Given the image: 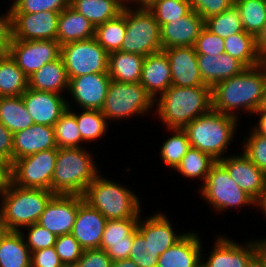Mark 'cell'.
<instances>
[{
	"instance_id": "cell-65",
	"label": "cell",
	"mask_w": 266,
	"mask_h": 267,
	"mask_svg": "<svg viewBox=\"0 0 266 267\" xmlns=\"http://www.w3.org/2000/svg\"><path fill=\"white\" fill-rule=\"evenodd\" d=\"M3 231L2 226H1V219H0V233Z\"/></svg>"
},
{
	"instance_id": "cell-1",
	"label": "cell",
	"mask_w": 266,
	"mask_h": 267,
	"mask_svg": "<svg viewBox=\"0 0 266 267\" xmlns=\"http://www.w3.org/2000/svg\"><path fill=\"white\" fill-rule=\"evenodd\" d=\"M266 85V63L246 68L212 88V109L239 119V113L257 111ZM237 111V112H236Z\"/></svg>"
},
{
	"instance_id": "cell-38",
	"label": "cell",
	"mask_w": 266,
	"mask_h": 267,
	"mask_svg": "<svg viewBox=\"0 0 266 267\" xmlns=\"http://www.w3.org/2000/svg\"><path fill=\"white\" fill-rule=\"evenodd\" d=\"M126 34V19L121 13L118 17L95 27V39L109 54L120 51Z\"/></svg>"
},
{
	"instance_id": "cell-53",
	"label": "cell",
	"mask_w": 266,
	"mask_h": 267,
	"mask_svg": "<svg viewBox=\"0 0 266 267\" xmlns=\"http://www.w3.org/2000/svg\"><path fill=\"white\" fill-rule=\"evenodd\" d=\"M0 159L13 163V133L0 122Z\"/></svg>"
},
{
	"instance_id": "cell-58",
	"label": "cell",
	"mask_w": 266,
	"mask_h": 267,
	"mask_svg": "<svg viewBox=\"0 0 266 267\" xmlns=\"http://www.w3.org/2000/svg\"><path fill=\"white\" fill-rule=\"evenodd\" d=\"M256 255L266 267V238L255 240Z\"/></svg>"
},
{
	"instance_id": "cell-49",
	"label": "cell",
	"mask_w": 266,
	"mask_h": 267,
	"mask_svg": "<svg viewBox=\"0 0 266 267\" xmlns=\"http://www.w3.org/2000/svg\"><path fill=\"white\" fill-rule=\"evenodd\" d=\"M197 55H221L225 53L224 38L210 32L206 27L201 31L194 43Z\"/></svg>"
},
{
	"instance_id": "cell-30",
	"label": "cell",
	"mask_w": 266,
	"mask_h": 267,
	"mask_svg": "<svg viewBox=\"0 0 266 267\" xmlns=\"http://www.w3.org/2000/svg\"><path fill=\"white\" fill-rule=\"evenodd\" d=\"M31 256L21 232L0 233V267H31Z\"/></svg>"
},
{
	"instance_id": "cell-47",
	"label": "cell",
	"mask_w": 266,
	"mask_h": 267,
	"mask_svg": "<svg viewBox=\"0 0 266 267\" xmlns=\"http://www.w3.org/2000/svg\"><path fill=\"white\" fill-rule=\"evenodd\" d=\"M70 5V0H14L12 13L61 12Z\"/></svg>"
},
{
	"instance_id": "cell-27",
	"label": "cell",
	"mask_w": 266,
	"mask_h": 267,
	"mask_svg": "<svg viewBox=\"0 0 266 267\" xmlns=\"http://www.w3.org/2000/svg\"><path fill=\"white\" fill-rule=\"evenodd\" d=\"M198 68L206 86L213 88L219 82L241 74L247 67L227 53L197 55Z\"/></svg>"
},
{
	"instance_id": "cell-2",
	"label": "cell",
	"mask_w": 266,
	"mask_h": 267,
	"mask_svg": "<svg viewBox=\"0 0 266 267\" xmlns=\"http://www.w3.org/2000/svg\"><path fill=\"white\" fill-rule=\"evenodd\" d=\"M154 105V114L166 125L165 129H183L195 118L212 109V88L171 85L155 100Z\"/></svg>"
},
{
	"instance_id": "cell-61",
	"label": "cell",
	"mask_w": 266,
	"mask_h": 267,
	"mask_svg": "<svg viewBox=\"0 0 266 267\" xmlns=\"http://www.w3.org/2000/svg\"><path fill=\"white\" fill-rule=\"evenodd\" d=\"M111 267H139L131 259L112 261Z\"/></svg>"
},
{
	"instance_id": "cell-37",
	"label": "cell",
	"mask_w": 266,
	"mask_h": 267,
	"mask_svg": "<svg viewBox=\"0 0 266 267\" xmlns=\"http://www.w3.org/2000/svg\"><path fill=\"white\" fill-rule=\"evenodd\" d=\"M70 104V105H69ZM72 102H68V109L61 115L54 127L57 148L83 147L82 136L79 131Z\"/></svg>"
},
{
	"instance_id": "cell-26",
	"label": "cell",
	"mask_w": 266,
	"mask_h": 267,
	"mask_svg": "<svg viewBox=\"0 0 266 267\" xmlns=\"http://www.w3.org/2000/svg\"><path fill=\"white\" fill-rule=\"evenodd\" d=\"M200 238L198 233L187 232L159 256L156 267H201L203 245Z\"/></svg>"
},
{
	"instance_id": "cell-31",
	"label": "cell",
	"mask_w": 266,
	"mask_h": 267,
	"mask_svg": "<svg viewBox=\"0 0 266 267\" xmlns=\"http://www.w3.org/2000/svg\"><path fill=\"white\" fill-rule=\"evenodd\" d=\"M70 6L89 20L94 27L118 17L125 0H70Z\"/></svg>"
},
{
	"instance_id": "cell-16",
	"label": "cell",
	"mask_w": 266,
	"mask_h": 267,
	"mask_svg": "<svg viewBox=\"0 0 266 267\" xmlns=\"http://www.w3.org/2000/svg\"><path fill=\"white\" fill-rule=\"evenodd\" d=\"M78 213V195L55 194L40 215L38 224L56 236L70 234Z\"/></svg>"
},
{
	"instance_id": "cell-43",
	"label": "cell",
	"mask_w": 266,
	"mask_h": 267,
	"mask_svg": "<svg viewBox=\"0 0 266 267\" xmlns=\"http://www.w3.org/2000/svg\"><path fill=\"white\" fill-rule=\"evenodd\" d=\"M148 10L154 15L158 25L182 18L191 11L189 0H158Z\"/></svg>"
},
{
	"instance_id": "cell-20",
	"label": "cell",
	"mask_w": 266,
	"mask_h": 267,
	"mask_svg": "<svg viewBox=\"0 0 266 267\" xmlns=\"http://www.w3.org/2000/svg\"><path fill=\"white\" fill-rule=\"evenodd\" d=\"M169 60L172 85L206 86L200 75L197 53L193 46L162 49Z\"/></svg>"
},
{
	"instance_id": "cell-21",
	"label": "cell",
	"mask_w": 266,
	"mask_h": 267,
	"mask_svg": "<svg viewBox=\"0 0 266 267\" xmlns=\"http://www.w3.org/2000/svg\"><path fill=\"white\" fill-rule=\"evenodd\" d=\"M219 162L227 169L230 177L256 200L266 185V174L260 170L244 153L227 155Z\"/></svg>"
},
{
	"instance_id": "cell-62",
	"label": "cell",
	"mask_w": 266,
	"mask_h": 267,
	"mask_svg": "<svg viewBox=\"0 0 266 267\" xmlns=\"http://www.w3.org/2000/svg\"><path fill=\"white\" fill-rule=\"evenodd\" d=\"M246 267H264V264L260 260V258L255 254L250 261L248 262Z\"/></svg>"
},
{
	"instance_id": "cell-33",
	"label": "cell",
	"mask_w": 266,
	"mask_h": 267,
	"mask_svg": "<svg viewBox=\"0 0 266 267\" xmlns=\"http://www.w3.org/2000/svg\"><path fill=\"white\" fill-rule=\"evenodd\" d=\"M28 79L7 52L0 53V97L23 95L28 89Z\"/></svg>"
},
{
	"instance_id": "cell-57",
	"label": "cell",
	"mask_w": 266,
	"mask_h": 267,
	"mask_svg": "<svg viewBox=\"0 0 266 267\" xmlns=\"http://www.w3.org/2000/svg\"><path fill=\"white\" fill-rule=\"evenodd\" d=\"M10 181V166L0 159V191L9 183Z\"/></svg>"
},
{
	"instance_id": "cell-14",
	"label": "cell",
	"mask_w": 266,
	"mask_h": 267,
	"mask_svg": "<svg viewBox=\"0 0 266 267\" xmlns=\"http://www.w3.org/2000/svg\"><path fill=\"white\" fill-rule=\"evenodd\" d=\"M111 82L108 73H92L69 78L68 95L81 109L101 110Z\"/></svg>"
},
{
	"instance_id": "cell-5",
	"label": "cell",
	"mask_w": 266,
	"mask_h": 267,
	"mask_svg": "<svg viewBox=\"0 0 266 267\" xmlns=\"http://www.w3.org/2000/svg\"><path fill=\"white\" fill-rule=\"evenodd\" d=\"M240 119L211 109L200 115L183 130L187 133L192 148L199 149L219 161L225 158L229 144L235 137Z\"/></svg>"
},
{
	"instance_id": "cell-46",
	"label": "cell",
	"mask_w": 266,
	"mask_h": 267,
	"mask_svg": "<svg viewBox=\"0 0 266 267\" xmlns=\"http://www.w3.org/2000/svg\"><path fill=\"white\" fill-rule=\"evenodd\" d=\"M25 233H24V232ZM27 231V232H26ZM31 253L54 246L57 236L38 223L31 224L20 231Z\"/></svg>"
},
{
	"instance_id": "cell-51",
	"label": "cell",
	"mask_w": 266,
	"mask_h": 267,
	"mask_svg": "<svg viewBox=\"0 0 266 267\" xmlns=\"http://www.w3.org/2000/svg\"><path fill=\"white\" fill-rule=\"evenodd\" d=\"M80 267H111L112 260L103 249H87L79 259Z\"/></svg>"
},
{
	"instance_id": "cell-23",
	"label": "cell",
	"mask_w": 266,
	"mask_h": 267,
	"mask_svg": "<svg viewBox=\"0 0 266 267\" xmlns=\"http://www.w3.org/2000/svg\"><path fill=\"white\" fill-rule=\"evenodd\" d=\"M52 148H57L54 127L34 123L13 134V162Z\"/></svg>"
},
{
	"instance_id": "cell-10",
	"label": "cell",
	"mask_w": 266,
	"mask_h": 267,
	"mask_svg": "<svg viewBox=\"0 0 266 267\" xmlns=\"http://www.w3.org/2000/svg\"><path fill=\"white\" fill-rule=\"evenodd\" d=\"M61 57L68 78L92 73H108L109 53L95 38L61 45Z\"/></svg>"
},
{
	"instance_id": "cell-19",
	"label": "cell",
	"mask_w": 266,
	"mask_h": 267,
	"mask_svg": "<svg viewBox=\"0 0 266 267\" xmlns=\"http://www.w3.org/2000/svg\"><path fill=\"white\" fill-rule=\"evenodd\" d=\"M138 221L139 218L107 220L100 249L105 250L112 261L129 258Z\"/></svg>"
},
{
	"instance_id": "cell-24",
	"label": "cell",
	"mask_w": 266,
	"mask_h": 267,
	"mask_svg": "<svg viewBox=\"0 0 266 267\" xmlns=\"http://www.w3.org/2000/svg\"><path fill=\"white\" fill-rule=\"evenodd\" d=\"M140 84L154 101L172 85L169 60L163 50L144 58Z\"/></svg>"
},
{
	"instance_id": "cell-41",
	"label": "cell",
	"mask_w": 266,
	"mask_h": 267,
	"mask_svg": "<svg viewBox=\"0 0 266 267\" xmlns=\"http://www.w3.org/2000/svg\"><path fill=\"white\" fill-rule=\"evenodd\" d=\"M235 6L240 11L244 31L256 37L266 22V0H235Z\"/></svg>"
},
{
	"instance_id": "cell-32",
	"label": "cell",
	"mask_w": 266,
	"mask_h": 267,
	"mask_svg": "<svg viewBox=\"0 0 266 267\" xmlns=\"http://www.w3.org/2000/svg\"><path fill=\"white\" fill-rule=\"evenodd\" d=\"M144 56L121 51L109 54L108 74L111 80L122 83H139Z\"/></svg>"
},
{
	"instance_id": "cell-50",
	"label": "cell",
	"mask_w": 266,
	"mask_h": 267,
	"mask_svg": "<svg viewBox=\"0 0 266 267\" xmlns=\"http://www.w3.org/2000/svg\"><path fill=\"white\" fill-rule=\"evenodd\" d=\"M191 10L197 12L204 20L228 10L235 0H189Z\"/></svg>"
},
{
	"instance_id": "cell-25",
	"label": "cell",
	"mask_w": 266,
	"mask_h": 267,
	"mask_svg": "<svg viewBox=\"0 0 266 267\" xmlns=\"http://www.w3.org/2000/svg\"><path fill=\"white\" fill-rule=\"evenodd\" d=\"M141 219L143 218L139 217L137 230L150 242L159 255L176 244L187 233L175 232L168 216L162 212H156L148 218Z\"/></svg>"
},
{
	"instance_id": "cell-15",
	"label": "cell",
	"mask_w": 266,
	"mask_h": 267,
	"mask_svg": "<svg viewBox=\"0 0 266 267\" xmlns=\"http://www.w3.org/2000/svg\"><path fill=\"white\" fill-rule=\"evenodd\" d=\"M208 257L201 254V267H246L256 254L255 239L243 245L226 236L217 235ZM205 261V262H204Z\"/></svg>"
},
{
	"instance_id": "cell-44",
	"label": "cell",
	"mask_w": 266,
	"mask_h": 267,
	"mask_svg": "<svg viewBox=\"0 0 266 267\" xmlns=\"http://www.w3.org/2000/svg\"><path fill=\"white\" fill-rule=\"evenodd\" d=\"M159 256L150 242L136 229L129 259L139 267H156Z\"/></svg>"
},
{
	"instance_id": "cell-6",
	"label": "cell",
	"mask_w": 266,
	"mask_h": 267,
	"mask_svg": "<svg viewBox=\"0 0 266 267\" xmlns=\"http://www.w3.org/2000/svg\"><path fill=\"white\" fill-rule=\"evenodd\" d=\"M102 176L98 175L88 185L83 194L84 201L107 220L139 218L142 209L138 195L125 185Z\"/></svg>"
},
{
	"instance_id": "cell-52",
	"label": "cell",
	"mask_w": 266,
	"mask_h": 267,
	"mask_svg": "<svg viewBox=\"0 0 266 267\" xmlns=\"http://www.w3.org/2000/svg\"><path fill=\"white\" fill-rule=\"evenodd\" d=\"M31 267H63L54 246L32 252Z\"/></svg>"
},
{
	"instance_id": "cell-8",
	"label": "cell",
	"mask_w": 266,
	"mask_h": 267,
	"mask_svg": "<svg viewBox=\"0 0 266 267\" xmlns=\"http://www.w3.org/2000/svg\"><path fill=\"white\" fill-rule=\"evenodd\" d=\"M200 195L212 207L223 214L224 210L231 208L255 206V200L230 177L227 169L216 161L210 168L205 182L199 188ZM220 211V212H219Z\"/></svg>"
},
{
	"instance_id": "cell-35",
	"label": "cell",
	"mask_w": 266,
	"mask_h": 267,
	"mask_svg": "<svg viewBox=\"0 0 266 267\" xmlns=\"http://www.w3.org/2000/svg\"><path fill=\"white\" fill-rule=\"evenodd\" d=\"M225 53L241 61L247 68L258 66L262 63L255 49V37L252 34H234L224 38Z\"/></svg>"
},
{
	"instance_id": "cell-4",
	"label": "cell",
	"mask_w": 266,
	"mask_h": 267,
	"mask_svg": "<svg viewBox=\"0 0 266 267\" xmlns=\"http://www.w3.org/2000/svg\"><path fill=\"white\" fill-rule=\"evenodd\" d=\"M86 147L57 148L55 171L51 180L54 194L81 195L100 174L94 154Z\"/></svg>"
},
{
	"instance_id": "cell-48",
	"label": "cell",
	"mask_w": 266,
	"mask_h": 267,
	"mask_svg": "<svg viewBox=\"0 0 266 267\" xmlns=\"http://www.w3.org/2000/svg\"><path fill=\"white\" fill-rule=\"evenodd\" d=\"M54 248L63 265L78 263L84 251L71 233L57 236Z\"/></svg>"
},
{
	"instance_id": "cell-29",
	"label": "cell",
	"mask_w": 266,
	"mask_h": 267,
	"mask_svg": "<svg viewBox=\"0 0 266 267\" xmlns=\"http://www.w3.org/2000/svg\"><path fill=\"white\" fill-rule=\"evenodd\" d=\"M95 37V27L70 5L59 13L57 42L63 45Z\"/></svg>"
},
{
	"instance_id": "cell-3",
	"label": "cell",
	"mask_w": 266,
	"mask_h": 267,
	"mask_svg": "<svg viewBox=\"0 0 266 267\" xmlns=\"http://www.w3.org/2000/svg\"><path fill=\"white\" fill-rule=\"evenodd\" d=\"M50 190L22 188L11 181L0 191V219L5 231L20 232L37 223L49 200Z\"/></svg>"
},
{
	"instance_id": "cell-34",
	"label": "cell",
	"mask_w": 266,
	"mask_h": 267,
	"mask_svg": "<svg viewBox=\"0 0 266 267\" xmlns=\"http://www.w3.org/2000/svg\"><path fill=\"white\" fill-rule=\"evenodd\" d=\"M0 122L13 134L34 124L21 96L0 97Z\"/></svg>"
},
{
	"instance_id": "cell-13",
	"label": "cell",
	"mask_w": 266,
	"mask_h": 267,
	"mask_svg": "<svg viewBox=\"0 0 266 267\" xmlns=\"http://www.w3.org/2000/svg\"><path fill=\"white\" fill-rule=\"evenodd\" d=\"M59 12L12 13V39L56 40Z\"/></svg>"
},
{
	"instance_id": "cell-36",
	"label": "cell",
	"mask_w": 266,
	"mask_h": 267,
	"mask_svg": "<svg viewBox=\"0 0 266 267\" xmlns=\"http://www.w3.org/2000/svg\"><path fill=\"white\" fill-rule=\"evenodd\" d=\"M216 162L209 154L200 151L199 149L192 148L187 151L182 158L181 163L175 168L182 176L186 178L202 180L205 182L206 177L210 171L211 166Z\"/></svg>"
},
{
	"instance_id": "cell-18",
	"label": "cell",
	"mask_w": 266,
	"mask_h": 267,
	"mask_svg": "<svg viewBox=\"0 0 266 267\" xmlns=\"http://www.w3.org/2000/svg\"><path fill=\"white\" fill-rule=\"evenodd\" d=\"M107 219L78 195V213L71 234L84 250L100 248Z\"/></svg>"
},
{
	"instance_id": "cell-12",
	"label": "cell",
	"mask_w": 266,
	"mask_h": 267,
	"mask_svg": "<svg viewBox=\"0 0 266 267\" xmlns=\"http://www.w3.org/2000/svg\"><path fill=\"white\" fill-rule=\"evenodd\" d=\"M7 53L29 78L45 64L53 62L61 56V45L56 40L12 39Z\"/></svg>"
},
{
	"instance_id": "cell-17",
	"label": "cell",
	"mask_w": 266,
	"mask_h": 267,
	"mask_svg": "<svg viewBox=\"0 0 266 267\" xmlns=\"http://www.w3.org/2000/svg\"><path fill=\"white\" fill-rule=\"evenodd\" d=\"M21 97L35 124L53 127L68 109L66 96L57 93L28 88Z\"/></svg>"
},
{
	"instance_id": "cell-11",
	"label": "cell",
	"mask_w": 266,
	"mask_h": 267,
	"mask_svg": "<svg viewBox=\"0 0 266 267\" xmlns=\"http://www.w3.org/2000/svg\"><path fill=\"white\" fill-rule=\"evenodd\" d=\"M57 148L16 159L10 166V181L22 188L51 191Z\"/></svg>"
},
{
	"instance_id": "cell-40",
	"label": "cell",
	"mask_w": 266,
	"mask_h": 267,
	"mask_svg": "<svg viewBox=\"0 0 266 267\" xmlns=\"http://www.w3.org/2000/svg\"><path fill=\"white\" fill-rule=\"evenodd\" d=\"M169 131L172 132V135L162 143L160 157L165 167L175 170L191 145L187 133L183 129L172 128Z\"/></svg>"
},
{
	"instance_id": "cell-56",
	"label": "cell",
	"mask_w": 266,
	"mask_h": 267,
	"mask_svg": "<svg viewBox=\"0 0 266 267\" xmlns=\"http://www.w3.org/2000/svg\"><path fill=\"white\" fill-rule=\"evenodd\" d=\"M258 115L259 120L257 121L258 123L254 124L255 127L253 126V130L260 135L266 136V111H255L253 115Z\"/></svg>"
},
{
	"instance_id": "cell-63",
	"label": "cell",
	"mask_w": 266,
	"mask_h": 267,
	"mask_svg": "<svg viewBox=\"0 0 266 267\" xmlns=\"http://www.w3.org/2000/svg\"><path fill=\"white\" fill-rule=\"evenodd\" d=\"M257 111H266V85Z\"/></svg>"
},
{
	"instance_id": "cell-28",
	"label": "cell",
	"mask_w": 266,
	"mask_h": 267,
	"mask_svg": "<svg viewBox=\"0 0 266 267\" xmlns=\"http://www.w3.org/2000/svg\"><path fill=\"white\" fill-rule=\"evenodd\" d=\"M28 88L60 95L66 94L63 92H68L69 78L62 57L35 71L28 79Z\"/></svg>"
},
{
	"instance_id": "cell-59",
	"label": "cell",
	"mask_w": 266,
	"mask_h": 267,
	"mask_svg": "<svg viewBox=\"0 0 266 267\" xmlns=\"http://www.w3.org/2000/svg\"><path fill=\"white\" fill-rule=\"evenodd\" d=\"M125 1H126L127 6L132 4L131 5L132 8H133V6L135 8H149L154 2H156L158 0H125Z\"/></svg>"
},
{
	"instance_id": "cell-60",
	"label": "cell",
	"mask_w": 266,
	"mask_h": 267,
	"mask_svg": "<svg viewBox=\"0 0 266 267\" xmlns=\"http://www.w3.org/2000/svg\"><path fill=\"white\" fill-rule=\"evenodd\" d=\"M255 206L263 211L262 213H265L266 215V185L264 189L262 190L260 196L255 200Z\"/></svg>"
},
{
	"instance_id": "cell-45",
	"label": "cell",
	"mask_w": 266,
	"mask_h": 267,
	"mask_svg": "<svg viewBox=\"0 0 266 267\" xmlns=\"http://www.w3.org/2000/svg\"><path fill=\"white\" fill-rule=\"evenodd\" d=\"M243 140L242 152L266 174V136L257 134L253 129Z\"/></svg>"
},
{
	"instance_id": "cell-64",
	"label": "cell",
	"mask_w": 266,
	"mask_h": 267,
	"mask_svg": "<svg viewBox=\"0 0 266 267\" xmlns=\"http://www.w3.org/2000/svg\"><path fill=\"white\" fill-rule=\"evenodd\" d=\"M63 267H80V265L78 263H76V264H66V265H63Z\"/></svg>"
},
{
	"instance_id": "cell-9",
	"label": "cell",
	"mask_w": 266,
	"mask_h": 267,
	"mask_svg": "<svg viewBox=\"0 0 266 267\" xmlns=\"http://www.w3.org/2000/svg\"><path fill=\"white\" fill-rule=\"evenodd\" d=\"M154 99L139 83H122L111 80L101 112L110 120H127L147 115L154 107Z\"/></svg>"
},
{
	"instance_id": "cell-39",
	"label": "cell",
	"mask_w": 266,
	"mask_h": 267,
	"mask_svg": "<svg viewBox=\"0 0 266 267\" xmlns=\"http://www.w3.org/2000/svg\"><path fill=\"white\" fill-rule=\"evenodd\" d=\"M75 117L85 144L105 136L109 125L101 110L81 109V113L75 110Z\"/></svg>"
},
{
	"instance_id": "cell-55",
	"label": "cell",
	"mask_w": 266,
	"mask_h": 267,
	"mask_svg": "<svg viewBox=\"0 0 266 267\" xmlns=\"http://www.w3.org/2000/svg\"><path fill=\"white\" fill-rule=\"evenodd\" d=\"M255 49L262 62H266V22L255 37Z\"/></svg>"
},
{
	"instance_id": "cell-7",
	"label": "cell",
	"mask_w": 266,
	"mask_h": 267,
	"mask_svg": "<svg viewBox=\"0 0 266 267\" xmlns=\"http://www.w3.org/2000/svg\"><path fill=\"white\" fill-rule=\"evenodd\" d=\"M126 34L120 51L146 57L162 50L161 31L158 22L148 8L125 6Z\"/></svg>"
},
{
	"instance_id": "cell-22",
	"label": "cell",
	"mask_w": 266,
	"mask_h": 267,
	"mask_svg": "<svg viewBox=\"0 0 266 267\" xmlns=\"http://www.w3.org/2000/svg\"><path fill=\"white\" fill-rule=\"evenodd\" d=\"M205 27V20L191 10L186 16L172 20L160 27L162 49L194 46Z\"/></svg>"
},
{
	"instance_id": "cell-42",
	"label": "cell",
	"mask_w": 266,
	"mask_h": 267,
	"mask_svg": "<svg viewBox=\"0 0 266 267\" xmlns=\"http://www.w3.org/2000/svg\"><path fill=\"white\" fill-rule=\"evenodd\" d=\"M205 27L221 38L244 31L240 11L235 4L228 10L205 19Z\"/></svg>"
},
{
	"instance_id": "cell-54",
	"label": "cell",
	"mask_w": 266,
	"mask_h": 267,
	"mask_svg": "<svg viewBox=\"0 0 266 267\" xmlns=\"http://www.w3.org/2000/svg\"><path fill=\"white\" fill-rule=\"evenodd\" d=\"M12 40V9L9 6L8 11L0 14V53L7 52L8 46Z\"/></svg>"
}]
</instances>
